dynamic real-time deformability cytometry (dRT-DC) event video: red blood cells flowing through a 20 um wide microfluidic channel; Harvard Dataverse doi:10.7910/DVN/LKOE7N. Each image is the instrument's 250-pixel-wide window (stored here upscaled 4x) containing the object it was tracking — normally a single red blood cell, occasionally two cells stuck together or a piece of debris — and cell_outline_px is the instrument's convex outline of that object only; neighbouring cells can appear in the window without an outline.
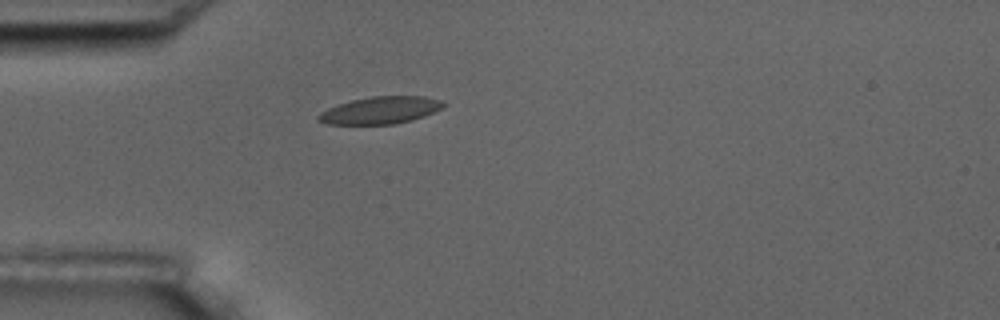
{"species": "common noctule bat (a hibernating species)", "species_latin": "Nyctalus noctula", "temperature_condition": "room temperature", "stored_images_in_passage": 1, "camera_frame_rate_fps": 3000, "um_per_image_px": 0.085, "animal": {"sex": "male", "body_mass_g": 17.5, "forearm_length_mm": 52.3}, "frame": {"image": 1, "passage_image": 1, "time_ms": 0.0, "image_size_px": [1000, 320], "cell_outline_px": [[448, 104], [424, 116], [412, 120], [392, 124], [328, 124], [316, 120], [316, 116], [320, 112], [328, 108], [352, 100], [372, 96], [424, 96], [444, 100]], "centroid_in_image_um": [32.34, 9.36], "position_along_channel_um": 52.7, "area_um2": 19.83}}